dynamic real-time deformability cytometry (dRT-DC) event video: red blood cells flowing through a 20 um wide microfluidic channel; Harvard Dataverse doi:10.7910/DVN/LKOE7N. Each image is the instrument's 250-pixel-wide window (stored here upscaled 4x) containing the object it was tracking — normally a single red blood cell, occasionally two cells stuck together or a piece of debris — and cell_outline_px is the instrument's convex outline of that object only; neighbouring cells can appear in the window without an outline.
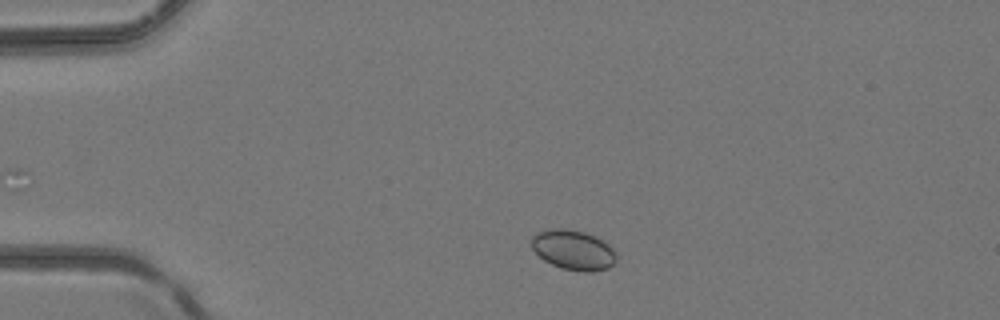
{"species": "common noctule bat (a hibernating species)", "species_latin": "Nyctalus noctula", "temperature_condition": "room temperature", "stored_images_in_passage": 2, "camera_frame_rate_fps": 3000, "um_per_image_px": 0.085, "animal": {"sex": "female", "body_mass_g": 24.6, "forearm_length_mm": 56.2}, "frame": {"image": 1, "passage_image": 1, "time_ms": 0.0, "image_size_px": [1000, 320], "cell_outline_px": [[616, 260], [608, 268], [592, 272], [580, 272], [560, 268], [544, 260], [532, 248], [532, 236], [536, 232], [552, 228], [560, 228], [584, 232], [608, 244], [616, 252]], "centroid_in_image_um": [48.72, 21.26], "position_along_channel_um": 36.3, "area_um2": 19.59}}
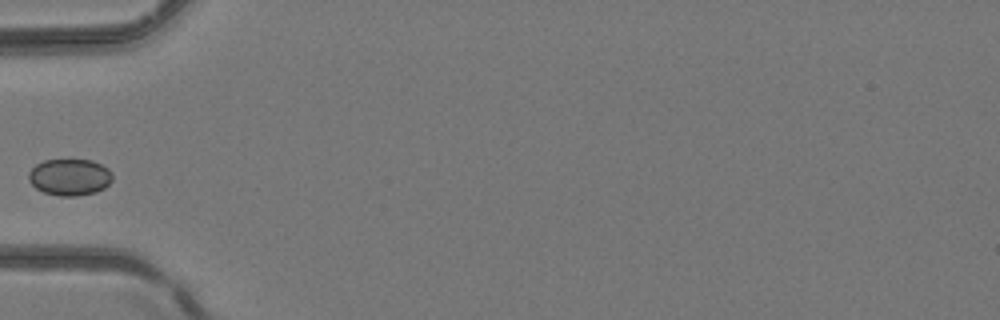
{"frame": {"image": 2, "passage_image": 2, "time_ms": 0.333, "image_size_px": [1000, 320], "cell_outline_px": [[112, 180], [104, 188], [96, 192], [76, 196], [60, 196], [44, 192], [36, 188], [28, 180], [28, 172], [36, 164], [44, 160], [92, 160], [108, 168], [112, 172]], "centroid_in_image_um": [5.92, 15.05], "position_along_channel_um": 79.1, "area_um2": 17.92}}